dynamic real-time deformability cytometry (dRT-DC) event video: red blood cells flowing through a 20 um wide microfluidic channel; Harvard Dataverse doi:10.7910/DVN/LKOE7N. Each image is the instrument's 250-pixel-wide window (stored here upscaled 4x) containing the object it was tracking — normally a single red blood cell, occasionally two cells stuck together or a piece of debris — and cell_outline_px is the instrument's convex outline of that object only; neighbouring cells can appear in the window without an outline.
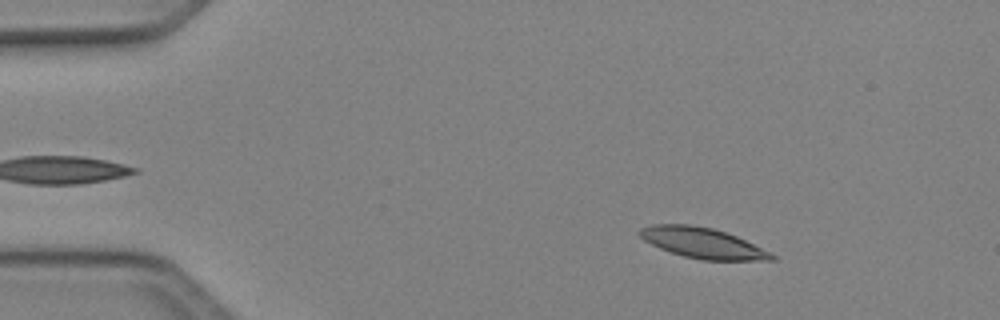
{"species": "Egyptian fruit bat (a non-hibernating species)", "species_latin": "Rousettus aegyptiacus", "temperature_condition": "cold", "stored_images_in_passage": 49, "camera_frame_rate_fps": 3000, "um_per_image_px": 0.085, "animal": {"sex": "female"}, "frame": {"image": 1, "passage_image": 7, "time_ms": 2.0, "image_size_px": [1000, 320], "cell_outline_px": [[776, 260], [704, 260], [684, 256], [660, 248], [644, 240], [636, 232], [640, 228], [652, 224], [692, 224], [712, 228], [736, 236], [776, 256]], "centroid_in_image_um": [59.66, 20.64], "position_along_channel_um": 25.3, "area_um2": 23.12}}
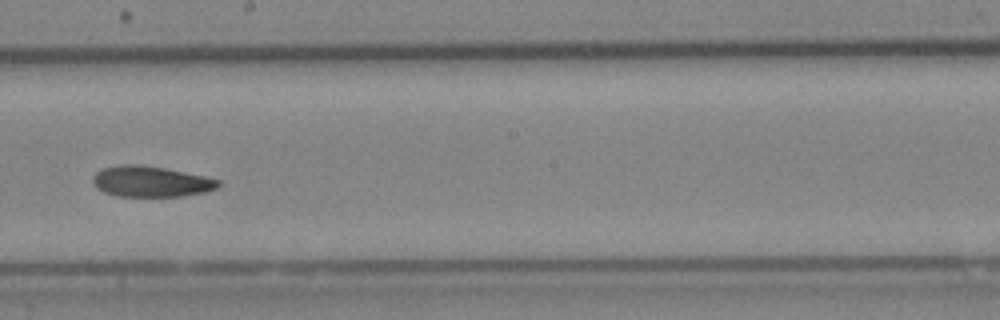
{"frame": {"image": 2, "passage_image": 28, "time_ms": 9.0, "image_size_px": [1000, 320], "cell_outline_px": [[220, 184], [216, 188], [204, 192], [180, 196], [116, 196], [104, 192], [96, 188], [92, 180], [92, 176], [96, 172], [104, 168], [120, 164], [136, 164], [164, 168], [204, 176], [220, 180]], "centroid_in_image_um": [12.78, 15.43], "position_along_channel_um": 235.4, "area_um2": 22.37}}
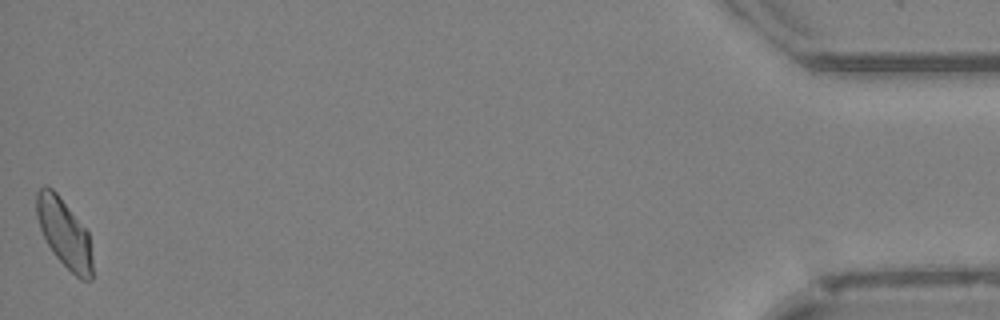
{"frame": {"image": 3, "passage_image": 49, "time_ms": 16.0, "image_size_px": [1000, 320], "cell_outline_px": [[92, 280], [80, 280], [52, 252], [40, 228], [36, 216], [36, 192], [44, 184], [52, 188], [56, 192], [88, 232], [92, 256]], "centroid_in_image_um": [5.45, 19.81], "position_along_channel_um": 429.7, "area_um2": 22.14}, "authors_computed_cell_mechanics": {"area_um2": 23.0044, "velocity_mm_per_s": 4.0947, "shape_relaxation_time_tau1_ms": 3.9074, "shape_relaxation_time_tau2_ms": null, "deformation_change_tau1": 0.106, "deformation_change_tau2": null}}